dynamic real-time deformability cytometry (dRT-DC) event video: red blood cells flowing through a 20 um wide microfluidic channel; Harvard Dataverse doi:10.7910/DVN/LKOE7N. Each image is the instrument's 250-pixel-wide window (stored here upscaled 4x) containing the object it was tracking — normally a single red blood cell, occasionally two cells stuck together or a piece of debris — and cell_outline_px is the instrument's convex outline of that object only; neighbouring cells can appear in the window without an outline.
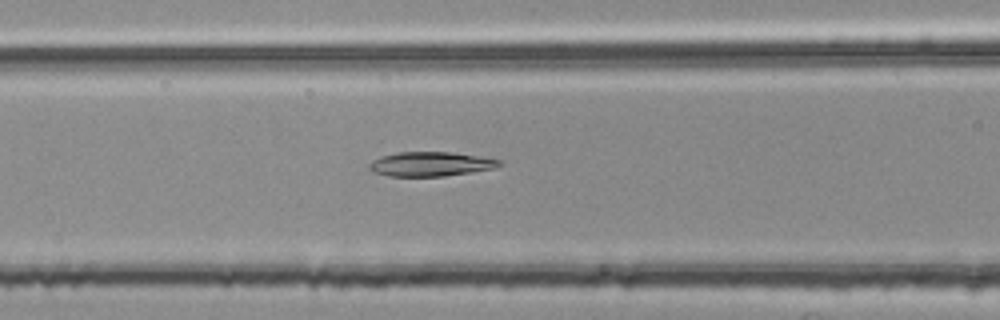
{"species": "common noctule bat (a hibernating species)", "species_latin": "Nyctalus noctula", "temperature_condition": "room temperature", "stored_images_in_passage": 47, "camera_frame_rate_fps": 3000, "um_per_image_px": 0.085, "animal": {"sex": "female", "body_mass_g": 25.1}, "frame": {"image": 1, "passage_image": 15, "time_ms": 4.667, "image_size_px": [1000, 320], "cell_outline_px": [[500, 164], [496, 168], [472, 172], [444, 176], [388, 176], [376, 172], [368, 168], [368, 164], [372, 160], [380, 156], [396, 152], [448, 152], [480, 156], [500, 160]], "centroid_in_image_um": [36.58, 13.94], "position_along_channel_um": 130.0, "area_um2": 18.44}}
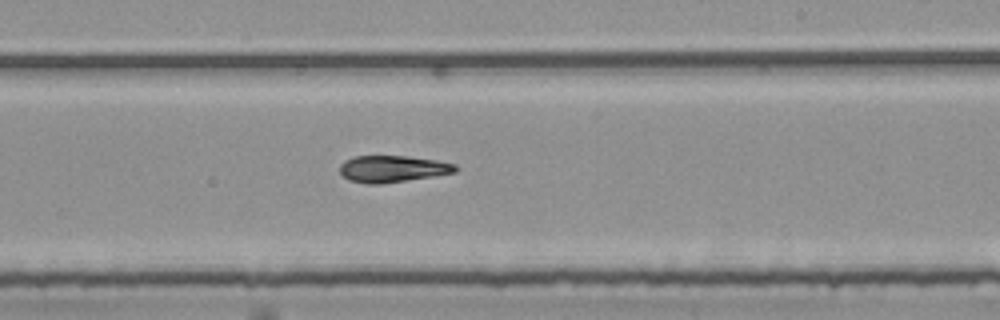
{"frame": {"image": 2, "passage_image": 25, "time_ms": 8.0, "image_size_px": [1000, 320], "cell_outline_px": [[460, 168], [456, 172], [384, 184], [364, 184], [348, 180], [340, 172], [340, 164], [344, 160], [356, 156], [404, 156], [436, 160], [456, 164]], "centroid_in_image_um": [33.36, 14.36], "position_along_channel_um": 255.6, "area_um2": 18.09}}
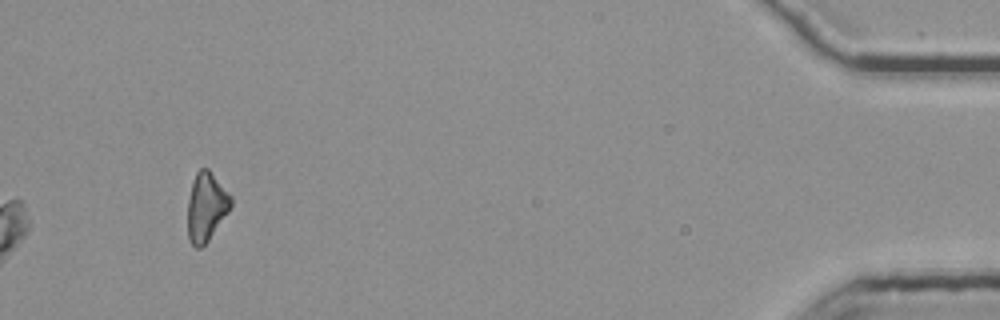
{"frame": {"image": 3, "passage_image": 44, "time_ms": 14.333, "image_size_px": [1000, 320], "cell_outline_px": [[232, 204], [228, 212], [208, 240], [200, 248], [196, 248], [188, 240], [188, 200], [192, 184], [196, 172], [200, 168], [208, 168], [232, 196]], "centroid_in_image_um": [17.53, 17.57], "position_along_channel_um": 417.7, "area_um2": 17.17}, "authors_computed_cell_mechanics": {"area_um2": 18.2648, "velocity_mm_per_s": 3.7804, "shape_relaxation_time_tau1_ms": null, "shape_relaxation_time_tau2_ms": 7.409, "deformation_change_tau1": null, "deformation_change_tau2": 0.1462}}